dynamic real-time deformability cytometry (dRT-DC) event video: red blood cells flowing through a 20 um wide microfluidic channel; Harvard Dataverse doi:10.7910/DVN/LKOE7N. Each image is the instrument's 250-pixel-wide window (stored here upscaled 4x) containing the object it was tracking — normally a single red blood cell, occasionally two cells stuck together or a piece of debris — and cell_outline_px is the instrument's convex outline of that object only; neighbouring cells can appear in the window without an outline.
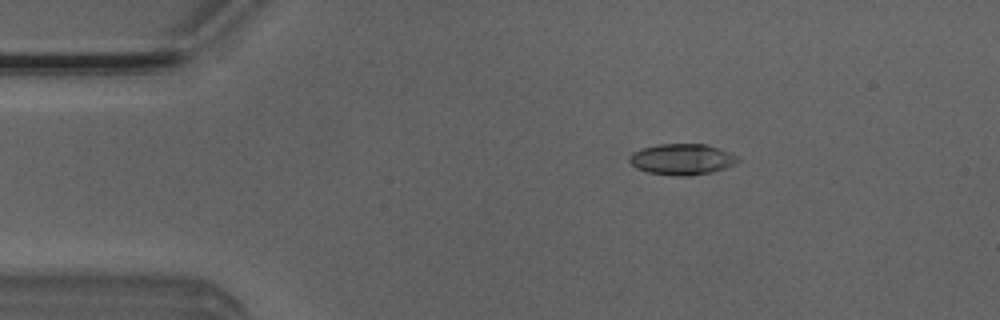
{"species": "Egyptian fruit bat (a non-hibernating species)", "species_latin": "Rousettus aegyptiacus", "temperature_condition": "room temperature", "stored_images_in_passage": 52, "camera_frame_rate_fps": 3000, "um_per_image_px": 0.085, "animal": {"sex": "male"}, "frame": {"image": 1, "passage_image": 9, "time_ms": 2.667, "image_size_px": [1000, 320], "cell_outline_px": [[740, 160], [736, 164], [712, 172], [688, 176], [676, 176], [648, 172], [636, 168], [628, 160], [628, 156], [632, 152], [640, 148], [656, 144], [704, 144], [728, 152], [736, 156]], "centroid_in_image_um": [57.92, 13.54], "position_along_channel_um": 27.1, "area_um2": 19.59}}
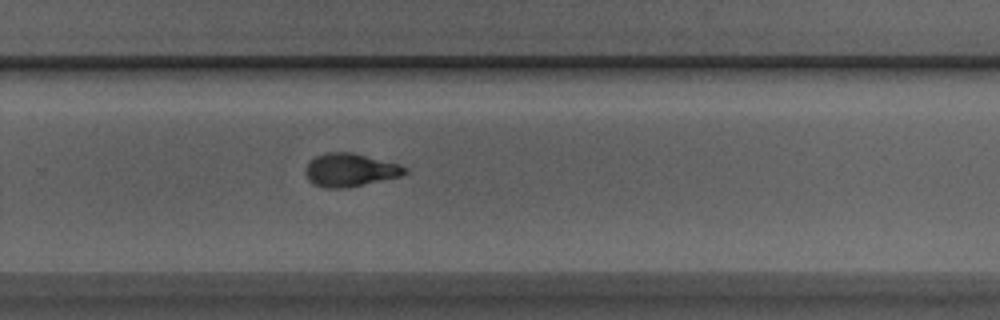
{"frame": {"image": 2, "passage_image": 34, "time_ms": 11.0, "image_size_px": [1000, 320], "cell_outline_px": [[408, 172], [400, 176], [344, 188], [324, 188], [312, 184], [308, 180], [304, 172], [304, 168], [308, 160], [324, 152], [352, 152], [400, 164], [408, 168]], "centroid_in_image_um": [29.7, 14.44], "position_along_channel_um": 300.1, "area_um2": 19.42}}
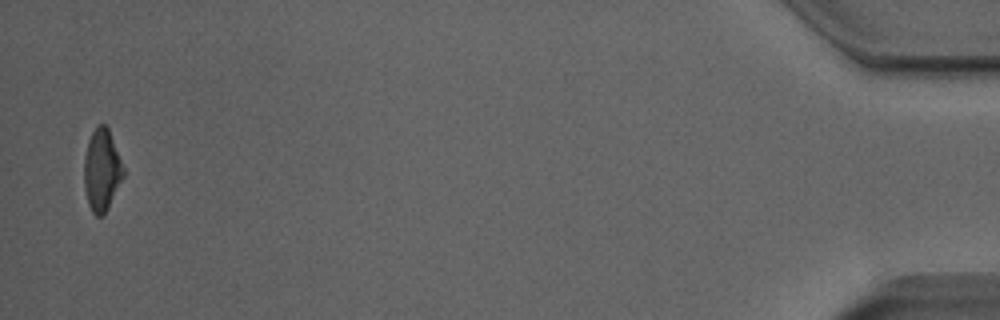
{"frame": {"image": 3, "passage_image": 51, "time_ms": 16.667, "image_size_px": [1000, 320], "cell_outline_px": [[124, 176], [104, 216], [96, 216], [92, 212], [88, 204], [84, 188], [84, 156], [88, 140], [96, 124], [104, 124], [108, 128], [124, 168]], "centroid_in_image_um": [8.64, 14.47], "position_along_channel_um": 426.6, "area_um2": 18.84}, "authors_computed_cell_mechanics": {"area_um2": 19.2474, "velocity_mm_per_s": 3.9457, "shape_relaxation_time_tau1_ms": 3.9997, "shape_relaxation_time_tau2_ms": 2.155, "deformation_change_tau1": 0.1799, "deformation_change_tau2": 0.0899}}